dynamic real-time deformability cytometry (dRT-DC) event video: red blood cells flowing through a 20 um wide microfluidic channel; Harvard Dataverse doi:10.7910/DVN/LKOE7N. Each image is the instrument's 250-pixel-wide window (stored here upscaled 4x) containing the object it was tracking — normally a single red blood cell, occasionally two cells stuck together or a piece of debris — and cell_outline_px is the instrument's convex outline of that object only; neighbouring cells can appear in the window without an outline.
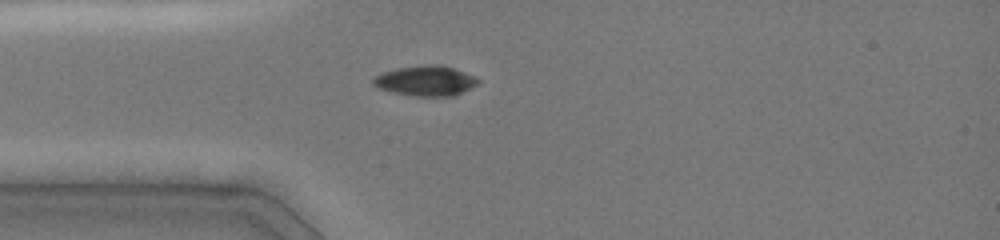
{"species": "common noctule bat (a hibernating species)", "species_latin": "Nyctalus noctula", "temperature_condition": "cold", "stored_images_in_passage": 3, "camera_frame_rate_fps": 3000, "um_per_image_px": 0.085, "animal": {"sex": "female", "body_mass_g": 19.0, "forearm_length_mm": 51.5}, "frame": {"image": 1, "passage_image": 1, "time_ms": 0.0, "image_size_px": [1000, 240], "cell_outline_px": [[480, 84], [452, 96], [412, 96], [392, 92], [380, 88], [372, 84], [372, 80], [376, 76], [384, 72], [396, 68], [428, 64], [436, 64], [452, 68], [476, 76], [480, 80]], "centroid_in_image_um": [36.2, 6.87], "position_along_channel_um": 48.8, "area_um2": 18.38}}